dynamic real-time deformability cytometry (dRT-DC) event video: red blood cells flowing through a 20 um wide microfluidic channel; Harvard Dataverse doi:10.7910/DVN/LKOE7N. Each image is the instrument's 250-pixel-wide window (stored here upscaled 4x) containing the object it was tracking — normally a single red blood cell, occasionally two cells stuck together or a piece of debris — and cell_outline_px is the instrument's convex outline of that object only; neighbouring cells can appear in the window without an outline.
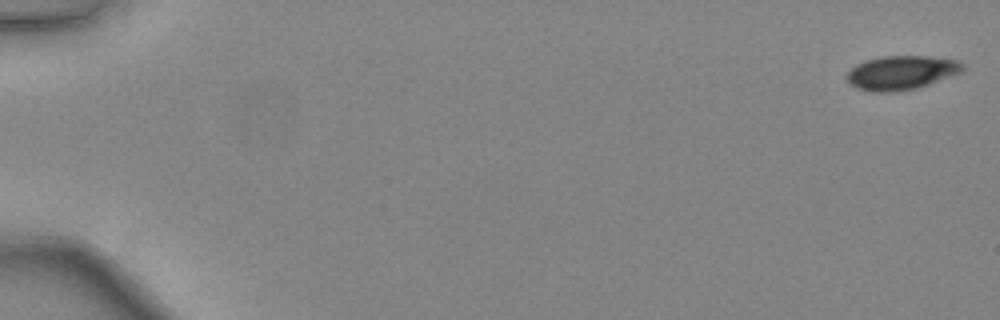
{"species": "common noctule bat (a hibernating species)", "species_latin": "Nyctalus noctula", "temperature_condition": "warm", "stored_images_in_passage": 11, "camera_frame_rate_fps": 3000, "um_per_image_px": 0.085, "animal": {"sex": "female", "body_mass_g": 24.6, "forearm_length_mm": 56.2}, "frame": {"image": 1, "passage_image": 1, "time_ms": 0.0, "image_size_px": [1000, 320], "cell_outline_px": [[964, 68], [960, 72], [928, 84], [916, 88], [896, 92], [876, 92], [856, 88], [848, 80], [848, 72], [856, 64], [864, 60], [880, 56], [928, 56], [960, 60], [964, 64]], "centroid_in_image_um": [76.62, 6.16], "position_along_channel_um": 8.4, "area_um2": 22.83}}